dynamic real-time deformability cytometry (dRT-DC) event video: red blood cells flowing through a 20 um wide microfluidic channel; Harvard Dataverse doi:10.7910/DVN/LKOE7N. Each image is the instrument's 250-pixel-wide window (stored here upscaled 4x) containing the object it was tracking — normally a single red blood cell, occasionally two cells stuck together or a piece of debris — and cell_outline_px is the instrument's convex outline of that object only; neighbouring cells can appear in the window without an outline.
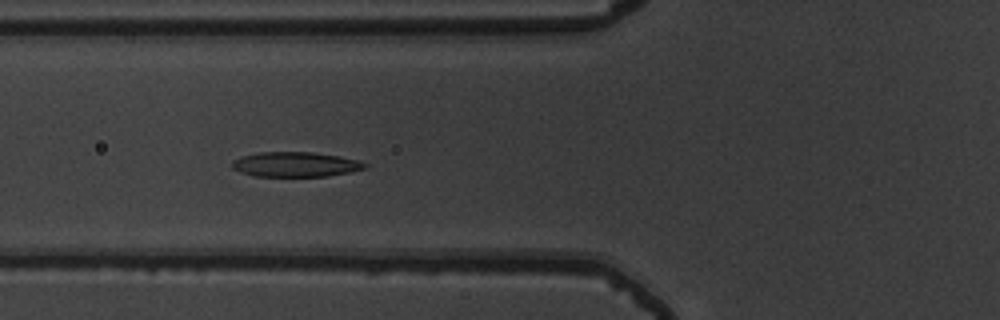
{"species": "common noctule bat (a hibernating species)", "species_latin": "Nyctalus noctula", "temperature_condition": "warm", "stored_images_in_passage": 36, "camera_frame_rate_fps": 3000, "um_per_image_px": 0.085, "animal": {"sex": "male", "body_mass_g": 19.5, "forearm_length_mm": 54.6}, "frame": {"image": 1, "passage_image": 3, "time_ms": 0.667, "image_size_px": [1000, 320], "cell_outline_px": [[368, 168], [328, 176], [256, 176], [240, 172], [232, 168], [232, 160], [240, 156], [256, 152], [312, 152], [340, 156], [356, 160], [368, 164]], "centroid_in_image_um": [25.09, 13.97], "position_along_channel_um": 100.7, "area_um2": 19.31}}
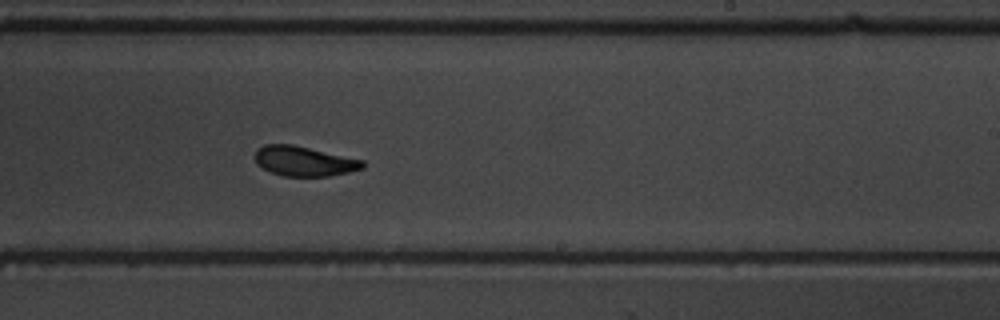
{"frame": {"image": 2, "passage_image": 16, "time_ms": 5.0, "image_size_px": [1000, 320], "cell_outline_px": [[364, 168], [348, 172], [328, 176], [284, 176], [272, 172], [256, 164], [256, 148], [264, 144], [292, 144], [364, 160]], "centroid_in_image_um": [25.84, 13.69], "position_along_channel_um": 263.2, "area_um2": 18.61}}
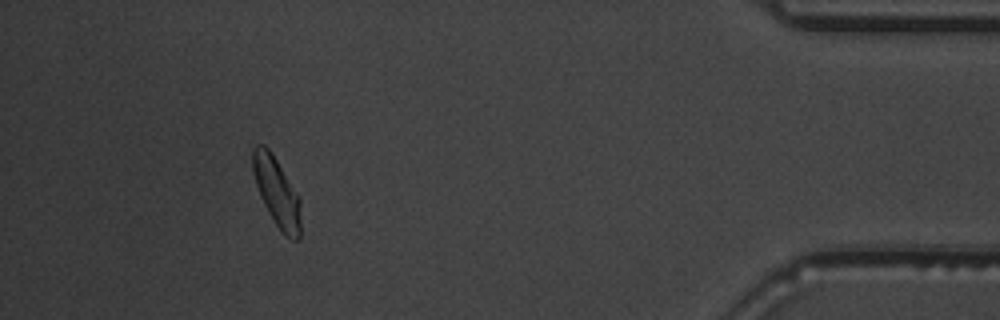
{"frame": {"image": 3, "passage_image": 32, "time_ms": 10.333, "image_size_px": [1000, 320], "cell_outline_px": [[300, 240], [292, 240], [284, 236], [268, 212], [260, 196], [252, 172], [252, 148], [256, 144], [264, 144], [268, 148], [300, 196]], "centroid_in_image_um": [23.52, 16.33], "position_along_channel_um": 411.7, "area_um2": 19.42}}